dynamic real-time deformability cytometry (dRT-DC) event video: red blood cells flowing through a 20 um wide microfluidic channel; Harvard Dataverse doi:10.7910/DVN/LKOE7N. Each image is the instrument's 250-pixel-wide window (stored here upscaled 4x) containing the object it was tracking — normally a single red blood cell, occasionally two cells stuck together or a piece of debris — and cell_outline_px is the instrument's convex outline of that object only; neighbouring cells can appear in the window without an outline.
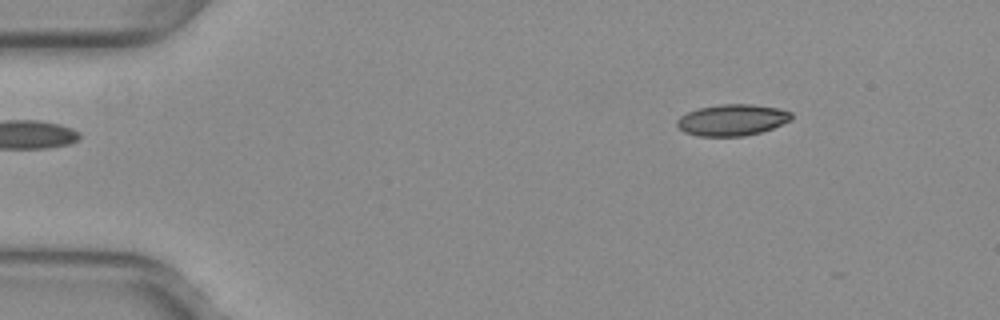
{"species": "common noctule bat (a hibernating species)", "species_latin": "Nyctalus noctula", "temperature_condition": "warm", "stored_images_in_passage": 14, "camera_frame_rate_fps": 3000, "um_per_image_px": 0.085, "animal": {"sex": "female", "body_mass_g": 29.2, "forearm_length_mm": 56.3}, "frame": {"image": 1, "passage_image": 2, "time_ms": 0.333, "image_size_px": [1000, 320], "cell_outline_px": [[792, 120], [772, 128], [760, 132], [744, 136], [700, 136], [684, 132], [676, 124], [676, 120], [680, 116], [688, 112], [700, 108], [720, 104], [752, 104], [780, 108], [792, 112]], "centroid_in_image_um": [62.26, 10.19], "position_along_channel_um": 22.7, "area_um2": 20.92}}
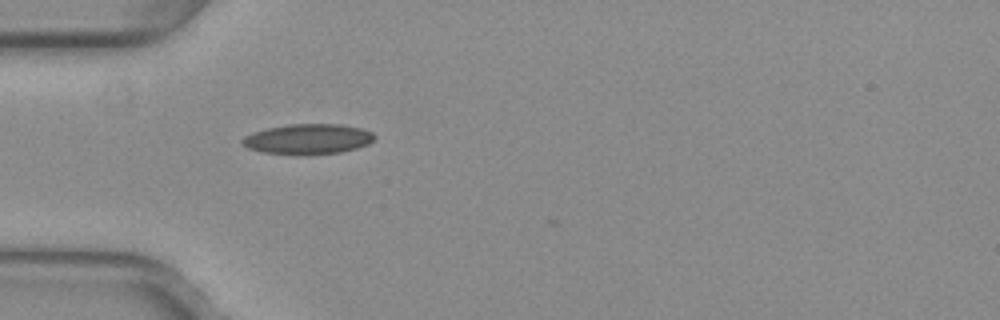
{"frame": {"image": 2, "passage_image": 11, "time_ms": 3.333, "image_size_px": [1000, 320], "cell_outline_px": [[376, 136], [368, 144], [356, 148], [340, 152], [304, 156], [296, 156], [260, 152], [248, 148], [240, 140], [244, 136], [252, 132], [268, 128], [288, 124], [340, 124], [360, 128], [372, 132]], "centroid_in_image_um": [26.14, 11.84], "position_along_channel_um": 58.9, "area_um2": 23.64}}